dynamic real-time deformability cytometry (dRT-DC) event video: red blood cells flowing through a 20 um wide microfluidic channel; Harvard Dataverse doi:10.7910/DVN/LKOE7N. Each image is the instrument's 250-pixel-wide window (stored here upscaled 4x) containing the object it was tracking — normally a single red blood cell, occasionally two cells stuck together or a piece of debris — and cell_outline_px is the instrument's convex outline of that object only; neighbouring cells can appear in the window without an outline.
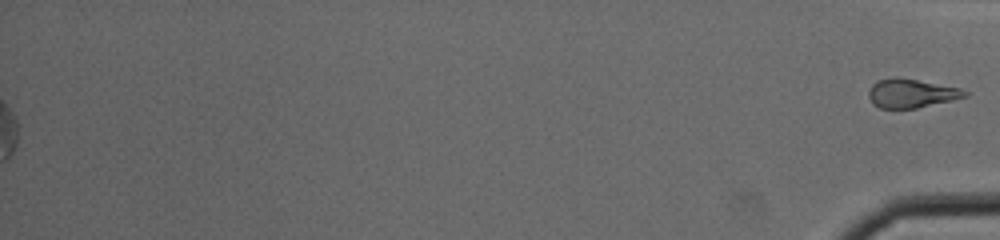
{"species": "common noctule bat (a hibernating species)", "species_latin": "Nyctalus noctula", "temperature_condition": "cold", "stored_images_in_passage": 37, "segment_of_instrument_passage": [2, 2], "camera_frame_rate_fps": 3000, "um_per_image_px": 0.085, "animal": {"sex": "male", "body_mass_g": 19.0, "forearm_length_mm": 50.8}, "frame": {"image": 1, "passage_image": 37, "time_ms": 12.0, "image_size_px": [1000, 240], "cell_outline_px": [[968, 96], [952, 100], [916, 108], [880, 108], [872, 104], [868, 96], [868, 92], [872, 84], [876, 80], [892, 76], [896, 76], [960, 88], [968, 92]], "centroid_in_image_um": [77.41, 7.92], "position_along_channel_um": 357.8, "area_um2": 16.24}}